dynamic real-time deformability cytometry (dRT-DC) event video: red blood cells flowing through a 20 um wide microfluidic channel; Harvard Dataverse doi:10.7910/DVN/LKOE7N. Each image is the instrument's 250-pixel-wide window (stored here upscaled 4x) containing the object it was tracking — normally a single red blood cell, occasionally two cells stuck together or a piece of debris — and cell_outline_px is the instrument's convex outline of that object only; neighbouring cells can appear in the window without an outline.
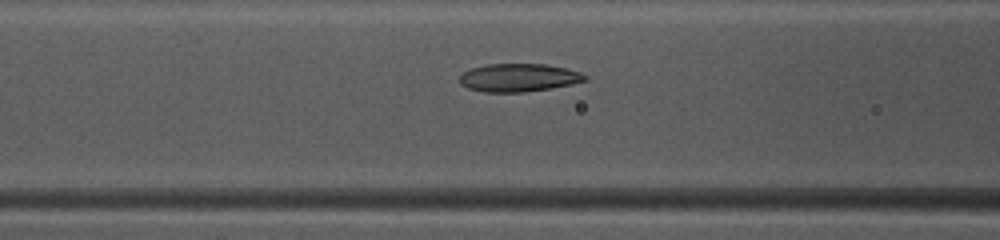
{"species": "common noctule bat (a hibernating species)", "species_latin": "Nyctalus noctula", "temperature_condition": "warm", "stored_images_in_passage": 43, "camera_frame_rate_fps": 3000, "um_per_image_px": 0.085, "animal": {"sex": "female", "body_mass_g": 10.0, "forearm_length_mm": 53.1}, "frame": {"image": 1, "passage_image": 20, "time_ms": 6.333, "image_size_px": [1000, 240], "cell_outline_px": [[588, 80], [572, 84], [552, 88], [524, 92], [484, 92], [468, 88], [460, 84], [460, 76], [464, 72], [472, 68], [488, 64], [544, 64], [568, 68], [580, 72], [588, 76]], "centroid_in_image_um": [44.13, 6.6], "position_along_channel_um": 122.5, "area_um2": 20.58}}
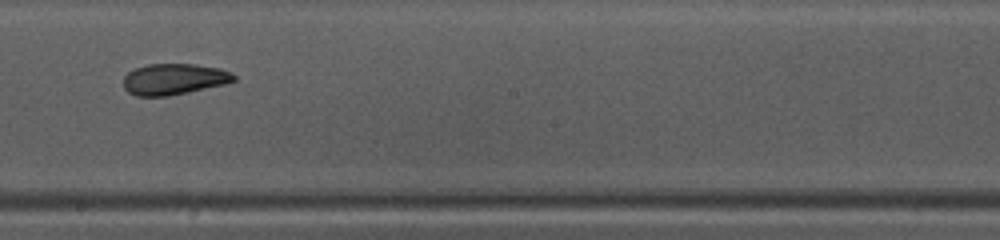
{"frame": {"image": 2, "passage_image": 28, "time_ms": 9.0, "image_size_px": [1000, 240], "cell_outline_px": [[236, 80], [224, 84], [188, 92], [168, 96], [136, 96], [128, 92], [124, 88], [124, 76], [128, 72], [136, 68], [148, 64], [196, 64], [220, 68], [232, 72], [236, 76]], "centroid_in_image_um": [14.8, 6.72], "position_along_channel_um": 233.4, "area_um2": 20.06}}
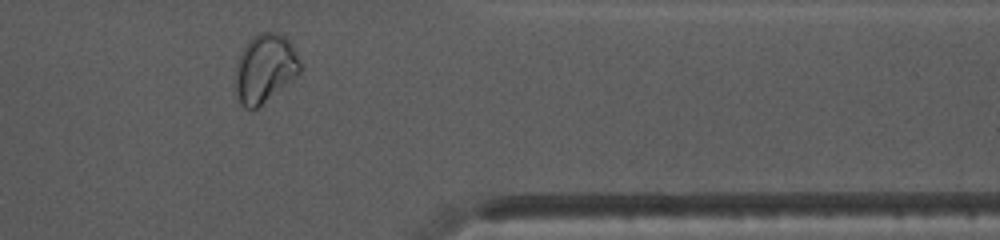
{"frame": {"image": 3, "passage_image": 40, "time_ms": 13.0, "image_size_px": [1000, 240], "cell_outline_px": [[300, 72], [292, 80], [252, 112], [244, 108], [240, 104], [236, 96], [236, 68], [240, 56], [248, 40], [256, 32], [280, 32], [292, 44], [300, 60]], "centroid_in_image_um": [22.52, 5.82], "position_along_channel_um": 388.9, "area_um2": 25.95}, "authors_computed_cell_mechanics": {"area_um2": 21.675, "velocity_mm_per_s": 4.1488, "shape_relaxation_time_tau1_ms": 7.4341, "shape_relaxation_time_tau2_ms": 2.6324, "deformation_change_tau1": 0.1876, "deformation_change_tau2": 0.0528}}